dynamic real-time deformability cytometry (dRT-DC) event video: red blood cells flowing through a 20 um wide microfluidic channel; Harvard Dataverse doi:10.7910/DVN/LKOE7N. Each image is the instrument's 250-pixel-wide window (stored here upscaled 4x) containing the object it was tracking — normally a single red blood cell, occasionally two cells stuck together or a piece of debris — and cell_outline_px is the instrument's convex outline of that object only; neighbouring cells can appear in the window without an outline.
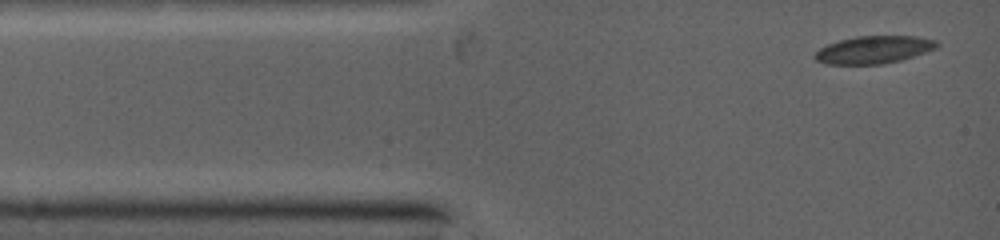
{"species": "common noctule bat (a hibernating species)", "species_latin": "Nyctalus noctula", "temperature_condition": "warm", "stored_images_in_passage": 6, "camera_frame_rate_fps": 5000, "um_per_image_px": 0.085, "animal": {"sex": "female", "body_mass_g": 19.0, "forearm_length_mm": 53.3}, "frame": {"image": 1, "passage_image": 1, "time_ms": 0.0, "image_size_px": [1000, 240], "cell_outline_px": [[936, 48], [900, 60], [880, 64], [828, 64], [816, 60], [816, 52], [820, 48], [828, 44], [840, 40], [856, 36], [912, 36], [936, 40]], "centroid_in_image_um": [74.24, 4.22], "position_along_channel_um": 10.8, "area_um2": 19.13}}
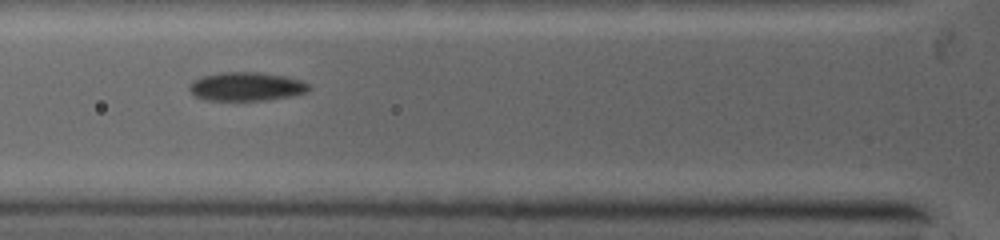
{"frame": {"image": 2, "passage_image": 5, "time_ms": 3.2, "image_size_px": [1000, 240], "cell_outline_px": [[308, 88], [304, 92], [288, 96], [256, 100], [208, 100], [196, 96], [188, 88], [196, 80], [204, 76], [224, 72], [256, 72], [284, 76], [300, 80], [308, 84]], "centroid_in_image_um": [20.91, 7.35], "position_along_channel_um": 104.9, "area_um2": 19.19}}
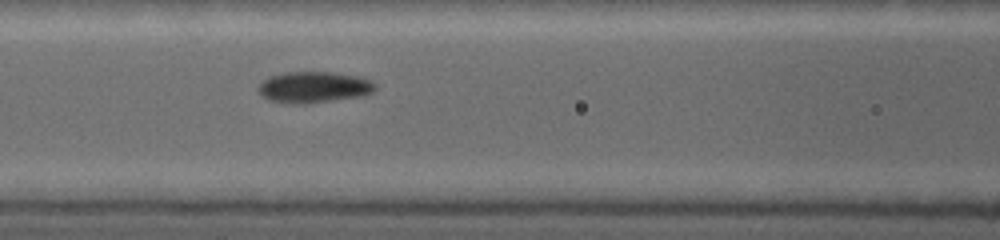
{"frame": {"image": 3, "passage_image": 6, "time_ms": 4.0, "image_size_px": [1000, 240], "cell_outline_px": [[372, 92], [356, 96], [332, 100], [272, 100], [264, 96], [260, 92], [260, 84], [264, 80], [272, 76], [288, 72], [332, 72], [356, 76], [368, 80], [372, 84]], "centroid_in_image_um": [26.69, 7.34], "position_along_channel_um": 139.9, "area_um2": 19.31}}